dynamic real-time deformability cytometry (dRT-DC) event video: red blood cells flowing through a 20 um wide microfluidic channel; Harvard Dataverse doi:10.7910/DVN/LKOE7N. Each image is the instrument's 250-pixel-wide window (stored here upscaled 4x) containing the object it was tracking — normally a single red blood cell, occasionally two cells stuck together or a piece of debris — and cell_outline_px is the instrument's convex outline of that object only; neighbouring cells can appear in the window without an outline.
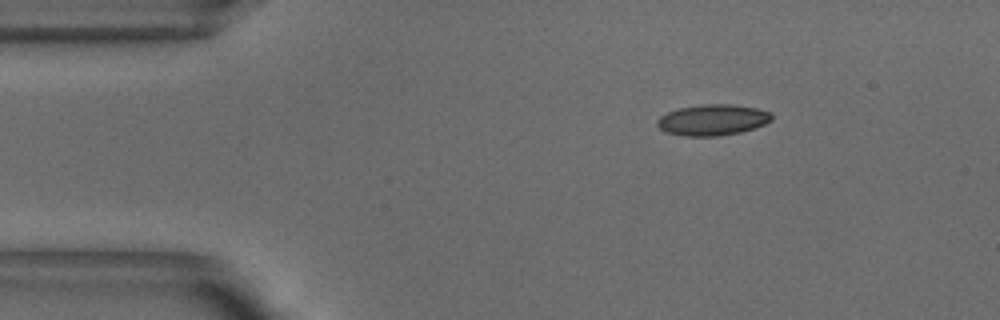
{"species": "common noctule bat (a hibernating species)", "species_latin": "Nyctalus noctula", "temperature_condition": "warm", "stored_images_in_passage": 45, "camera_frame_rate_fps": 3000, "um_per_image_px": 0.085, "animal": {"sex": "male", "body_mass_g": 18.8}, "frame": {"image": 1, "passage_image": 1, "time_ms": 0.0, "image_size_px": [1000, 320], "cell_outline_px": [[772, 120], [764, 124], [740, 132], [716, 136], [684, 136], [668, 132], [660, 128], [656, 124], [656, 120], [660, 116], [668, 112], [680, 108], [704, 104], [732, 104], [756, 108], [768, 112], [772, 116]], "centroid_in_image_um": [60.55, 10.19], "position_along_channel_um": 24.5, "area_um2": 20.4}}
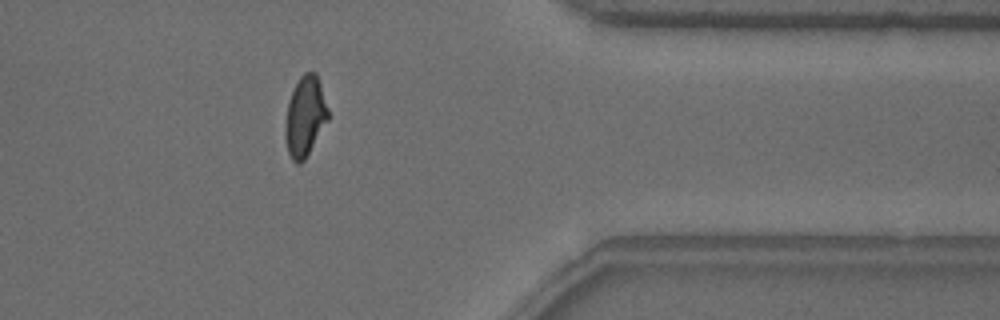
{"frame": {"image": 2, "passage_image": 35, "time_ms": 11.333, "image_size_px": [1000, 320], "cell_outline_px": [[328, 120], [304, 160], [300, 164], [296, 164], [292, 160], [288, 152], [284, 132], [284, 128], [288, 100], [300, 76], [304, 72], [316, 72], [328, 108]], "centroid_in_image_um": [25.91, 9.9], "position_along_channel_um": 385.5, "area_um2": 19.88}}
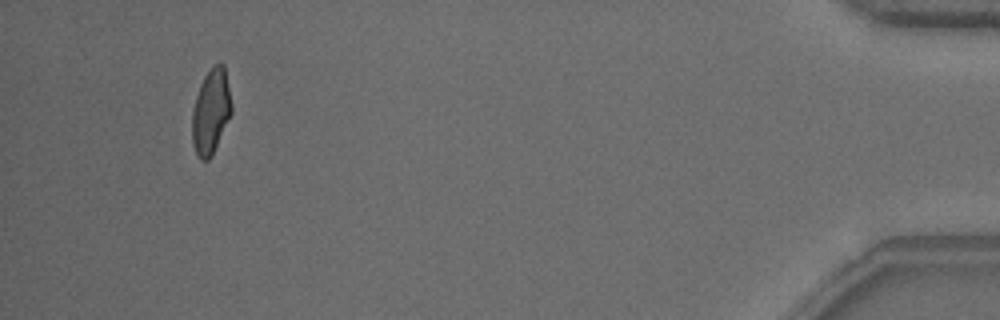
{"frame": {"image": 3, "passage_image": 42, "time_ms": 13.667, "image_size_px": [1000, 320], "cell_outline_px": [[232, 112], [212, 156], [208, 160], [200, 160], [196, 156], [192, 144], [192, 112], [196, 96], [200, 84], [204, 76], [216, 64], [224, 64], [232, 104]], "centroid_in_image_um": [17.92, 9.53], "position_along_channel_um": 417.3, "area_um2": 19.54}, "authors_computed_cell_mechanics": {"area_um2": 20.1144, "velocity_mm_per_s": 3.8479, "shape_relaxation_time_tau1_ms": 4.3924, "shape_relaxation_time_tau2_ms": 0.9638, "deformation_change_tau1": 0.1406, "deformation_change_tau2": 0.0769}}